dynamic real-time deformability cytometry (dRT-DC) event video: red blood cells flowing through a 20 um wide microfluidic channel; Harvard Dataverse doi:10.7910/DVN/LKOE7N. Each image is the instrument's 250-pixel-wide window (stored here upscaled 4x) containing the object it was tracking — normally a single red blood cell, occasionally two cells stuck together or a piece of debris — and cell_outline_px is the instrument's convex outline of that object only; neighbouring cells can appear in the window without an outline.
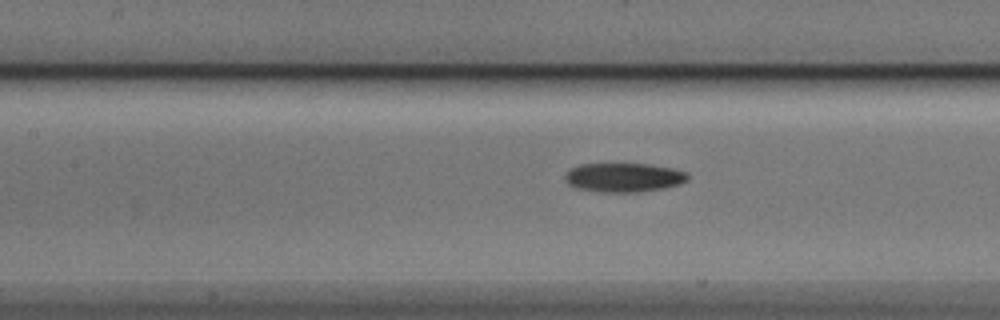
{"species": "Egyptian fruit bat (a non-hibernating species)", "species_latin": "Rousettus aegyptiacus", "temperature_condition": "cold", "stored_images_in_passage": 19, "camera_frame_rate_fps": 3000, "um_per_image_px": 0.085, "animal": {"sex": "male"}, "frame": {"image": 1, "passage_image": 16, "time_ms": 5.0, "image_size_px": [1000, 320], "cell_outline_px": [[688, 180], [680, 184], [664, 188], [640, 192], [604, 192], [576, 188], [568, 184], [564, 180], [564, 176], [568, 168], [580, 164], [648, 164], [672, 168], [688, 172]], "centroid_in_image_um": [53.0, 15.08], "position_along_channel_um": 154.4, "area_um2": 20.98}}